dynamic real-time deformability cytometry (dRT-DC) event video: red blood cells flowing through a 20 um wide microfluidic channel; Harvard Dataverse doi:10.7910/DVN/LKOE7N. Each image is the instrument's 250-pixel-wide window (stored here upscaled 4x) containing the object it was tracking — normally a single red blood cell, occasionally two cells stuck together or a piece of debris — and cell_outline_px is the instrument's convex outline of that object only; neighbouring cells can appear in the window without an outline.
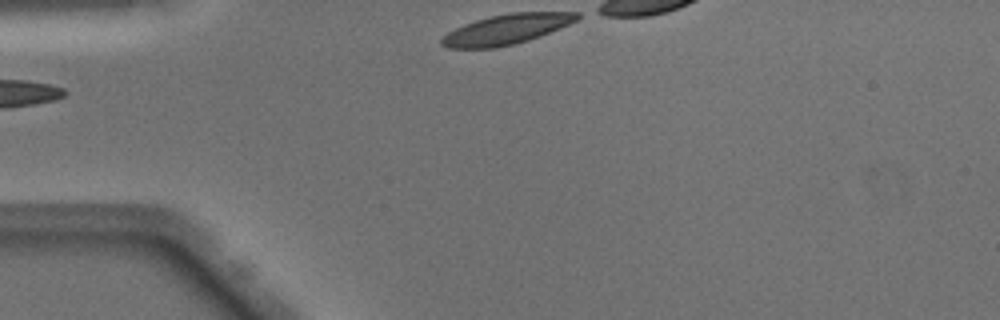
{"species": "Egyptian fruit bat (a non-hibernating species)", "species_latin": "Rousettus aegyptiacus", "temperature_condition": "warm", "stored_images_in_passage": 29, "camera_frame_rate_fps": 3000, "um_per_image_px": 0.085, "animal": {"sex": "male"}, "frame": {"image": 1, "passage_image": 1, "time_ms": 0.0, "image_size_px": [1000, 320], "cell_outline_px": [[580, 16], [576, 20], [560, 28], [540, 36], [528, 40], [496, 48], [448, 48], [440, 44], [440, 40], [448, 32], [464, 24], [488, 16], [512, 12], [580, 12]], "centroid_in_image_um": [43.03, 2.49], "position_along_channel_um": 42.0, "area_um2": 23.58}}
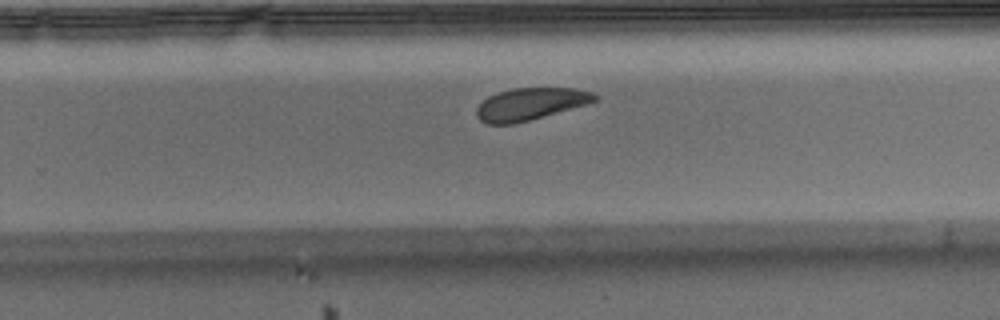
{"frame": {"image": 2, "passage_image": 21, "time_ms": 6.667, "image_size_px": [1000, 320], "cell_outline_px": [[600, 96], [596, 100], [588, 104], [528, 120], [512, 124], [488, 124], [480, 120], [476, 116], [476, 108], [488, 96], [496, 92], [512, 88], [576, 88], [592, 92]], "centroid_in_image_um": [45.08, 8.83], "position_along_channel_um": 284.7, "area_um2": 22.14}}